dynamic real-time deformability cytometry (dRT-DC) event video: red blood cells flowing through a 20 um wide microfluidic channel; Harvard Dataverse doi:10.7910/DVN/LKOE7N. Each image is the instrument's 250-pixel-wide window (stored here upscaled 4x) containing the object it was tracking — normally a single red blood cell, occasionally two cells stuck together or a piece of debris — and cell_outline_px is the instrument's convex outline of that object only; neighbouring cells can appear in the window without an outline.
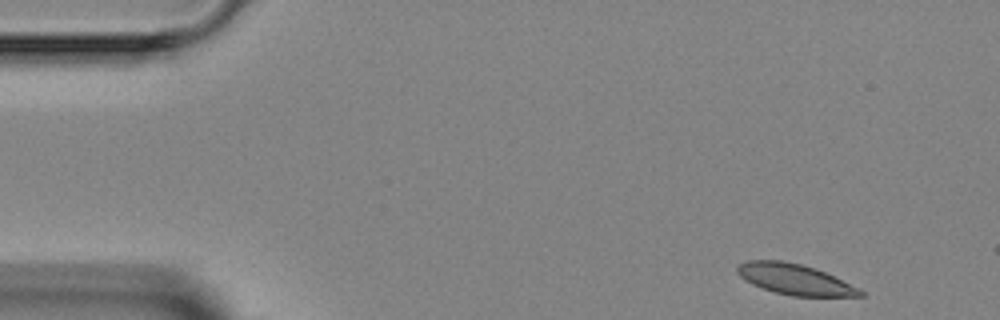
{"species": "Egyptian fruit bat (a non-hibernating species)", "species_latin": "Rousettus aegyptiacus", "temperature_condition": "room temperature", "stored_images_in_passage": 5, "camera_frame_rate_fps": 3000, "um_per_image_px": 0.085, "animal": {"sex": "female"}, "frame": {"image": 1, "passage_image": 1, "time_ms": 0.0, "image_size_px": [1000, 320], "cell_outline_px": [[864, 296], [792, 296], [776, 292], [752, 284], [744, 280], [736, 272], [736, 268], [740, 264], [748, 260], [784, 260], [816, 268], [860, 288], [864, 292]], "centroid_in_image_um": [67.56, 23.73], "position_along_channel_um": 17.4, "area_um2": 21.91}}
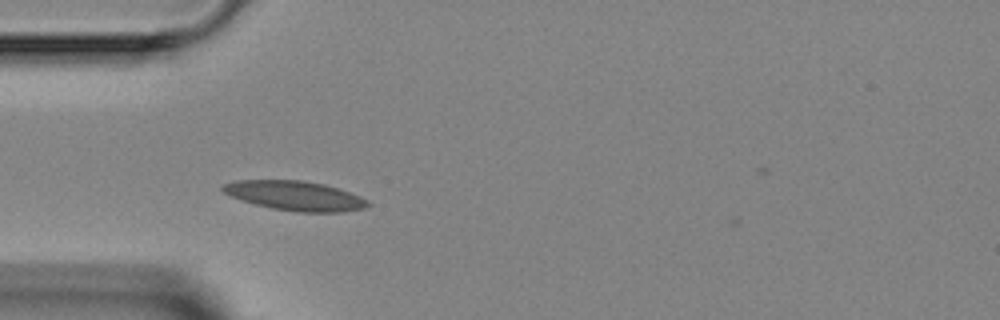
{"frame": {"image": 2, "passage_image": 4, "time_ms": 3.333, "image_size_px": [1000, 320], "cell_outline_px": [[372, 204], [364, 208], [344, 212], [296, 212], [272, 208], [240, 200], [224, 192], [220, 188], [220, 184], [236, 180], [300, 180], [324, 184], [360, 196], [368, 200]], "centroid_in_image_um": [25.06, 16.64], "position_along_channel_um": 59.9, "area_um2": 24.97}}
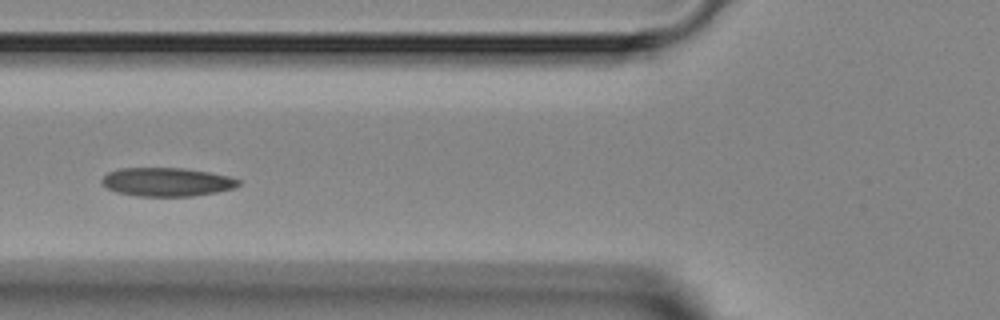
{"frame": {"image": 3, "passage_image": 5, "time_ms": 4.667, "image_size_px": [1000, 320], "cell_outline_px": [[240, 184], [232, 188], [216, 192], [192, 196], [136, 196], [116, 192], [100, 184], [100, 180], [108, 172], [120, 168], [184, 168], [208, 172], [228, 176], [240, 180]], "centroid_in_image_um": [14.13, 15.46], "position_along_channel_um": 111.7, "area_um2": 22.77}}